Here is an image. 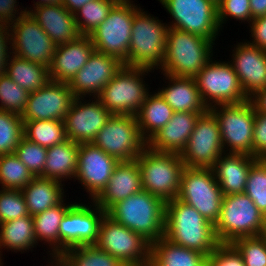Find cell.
<instances>
[{
	"label": "cell",
	"mask_w": 266,
	"mask_h": 266,
	"mask_svg": "<svg viewBox=\"0 0 266 266\" xmlns=\"http://www.w3.org/2000/svg\"><path fill=\"white\" fill-rule=\"evenodd\" d=\"M91 0H62L61 4L69 11L76 12L79 8L87 4Z\"/></svg>",
	"instance_id": "obj_54"
},
{
	"label": "cell",
	"mask_w": 266,
	"mask_h": 266,
	"mask_svg": "<svg viewBox=\"0 0 266 266\" xmlns=\"http://www.w3.org/2000/svg\"><path fill=\"white\" fill-rule=\"evenodd\" d=\"M250 8L253 19L266 16V0H250Z\"/></svg>",
	"instance_id": "obj_53"
},
{
	"label": "cell",
	"mask_w": 266,
	"mask_h": 266,
	"mask_svg": "<svg viewBox=\"0 0 266 266\" xmlns=\"http://www.w3.org/2000/svg\"><path fill=\"white\" fill-rule=\"evenodd\" d=\"M211 40L170 27L161 73L194 78L212 59Z\"/></svg>",
	"instance_id": "obj_3"
},
{
	"label": "cell",
	"mask_w": 266,
	"mask_h": 266,
	"mask_svg": "<svg viewBox=\"0 0 266 266\" xmlns=\"http://www.w3.org/2000/svg\"><path fill=\"white\" fill-rule=\"evenodd\" d=\"M9 31L8 25L0 23V76L5 73L8 59L12 54L8 51L11 50V34ZM8 44L10 46H7Z\"/></svg>",
	"instance_id": "obj_51"
},
{
	"label": "cell",
	"mask_w": 266,
	"mask_h": 266,
	"mask_svg": "<svg viewBox=\"0 0 266 266\" xmlns=\"http://www.w3.org/2000/svg\"><path fill=\"white\" fill-rule=\"evenodd\" d=\"M24 137L21 115L0 110V155L14 153Z\"/></svg>",
	"instance_id": "obj_39"
},
{
	"label": "cell",
	"mask_w": 266,
	"mask_h": 266,
	"mask_svg": "<svg viewBox=\"0 0 266 266\" xmlns=\"http://www.w3.org/2000/svg\"><path fill=\"white\" fill-rule=\"evenodd\" d=\"M56 266H76L64 253H56Z\"/></svg>",
	"instance_id": "obj_55"
},
{
	"label": "cell",
	"mask_w": 266,
	"mask_h": 266,
	"mask_svg": "<svg viewBox=\"0 0 266 266\" xmlns=\"http://www.w3.org/2000/svg\"><path fill=\"white\" fill-rule=\"evenodd\" d=\"M8 27L12 53L21 59L49 68L56 45L31 15L26 13Z\"/></svg>",
	"instance_id": "obj_16"
},
{
	"label": "cell",
	"mask_w": 266,
	"mask_h": 266,
	"mask_svg": "<svg viewBox=\"0 0 266 266\" xmlns=\"http://www.w3.org/2000/svg\"><path fill=\"white\" fill-rule=\"evenodd\" d=\"M123 266H151L150 263L148 264H140V265H123Z\"/></svg>",
	"instance_id": "obj_58"
},
{
	"label": "cell",
	"mask_w": 266,
	"mask_h": 266,
	"mask_svg": "<svg viewBox=\"0 0 266 266\" xmlns=\"http://www.w3.org/2000/svg\"><path fill=\"white\" fill-rule=\"evenodd\" d=\"M200 114L202 113L174 112L170 121L147 141V146L157 152L180 155Z\"/></svg>",
	"instance_id": "obj_26"
},
{
	"label": "cell",
	"mask_w": 266,
	"mask_h": 266,
	"mask_svg": "<svg viewBox=\"0 0 266 266\" xmlns=\"http://www.w3.org/2000/svg\"><path fill=\"white\" fill-rule=\"evenodd\" d=\"M167 87L158 89L174 112L204 113L208 110L198 90L195 78L163 74Z\"/></svg>",
	"instance_id": "obj_28"
},
{
	"label": "cell",
	"mask_w": 266,
	"mask_h": 266,
	"mask_svg": "<svg viewBox=\"0 0 266 266\" xmlns=\"http://www.w3.org/2000/svg\"><path fill=\"white\" fill-rule=\"evenodd\" d=\"M212 1L215 2L216 4L220 2V0H212Z\"/></svg>",
	"instance_id": "obj_59"
},
{
	"label": "cell",
	"mask_w": 266,
	"mask_h": 266,
	"mask_svg": "<svg viewBox=\"0 0 266 266\" xmlns=\"http://www.w3.org/2000/svg\"><path fill=\"white\" fill-rule=\"evenodd\" d=\"M27 13L41 26L55 45L72 42L81 36L74 13L62 4L42 5L27 10Z\"/></svg>",
	"instance_id": "obj_25"
},
{
	"label": "cell",
	"mask_w": 266,
	"mask_h": 266,
	"mask_svg": "<svg viewBox=\"0 0 266 266\" xmlns=\"http://www.w3.org/2000/svg\"><path fill=\"white\" fill-rule=\"evenodd\" d=\"M94 245L125 265L150 263L151 244L107 214L102 218L98 239Z\"/></svg>",
	"instance_id": "obj_12"
},
{
	"label": "cell",
	"mask_w": 266,
	"mask_h": 266,
	"mask_svg": "<svg viewBox=\"0 0 266 266\" xmlns=\"http://www.w3.org/2000/svg\"><path fill=\"white\" fill-rule=\"evenodd\" d=\"M218 22L220 29L226 23L228 17H233L237 21H247L249 24L253 20L251 17L250 0H220L217 4Z\"/></svg>",
	"instance_id": "obj_46"
},
{
	"label": "cell",
	"mask_w": 266,
	"mask_h": 266,
	"mask_svg": "<svg viewBox=\"0 0 266 266\" xmlns=\"http://www.w3.org/2000/svg\"><path fill=\"white\" fill-rule=\"evenodd\" d=\"M136 160L144 191L165 202L177 198L185 167L179 154L157 152L146 146Z\"/></svg>",
	"instance_id": "obj_5"
},
{
	"label": "cell",
	"mask_w": 266,
	"mask_h": 266,
	"mask_svg": "<svg viewBox=\"0 0 266 266\" xmlns=\"http://www.w3.org/2000/svg\"><path fill=\"white\" fill-rule=\"evenodd\" d=\"M92 144L119 161L137 159L147 146L133 115H112Z\"/></svg>",
	"instance_id": "obj_14"
},
{
	"label": "cell",
	"mask_w": 266,
	"mask_h": 266,
	"mask_svg": "<svg viewBox=\"0 0 266 266\" xmlns=\"http://www.w3.org/2000/svg\"><path fill=\"white\" fill-rule=\"evenodd\" d=\"M50 255H52V256H50L52 259H51V264H50V266H56V253H51L50 252ZM46 266H49V265H46Z\"/></svg>",
	"instance_id": "obj_57"
},
{
	"label": "cell",
	"mask_w": 266,
	"mask_h": 266,
	"mask_svg": "<svg viewBox=\"0 0 266 266\" xmlns=\"http://www.w3.org/2000/svg\"><path fill=\"white\" fill-rule=\"evenodd\" d=\"M223 196L211 168L184 167L177 199L194 207L213 225L218 221Z\"/></svg>",
	"instance_id": "obj_10"
},
{
	"label": "cell",
	"mask_w": 266,
	"mask_h": 266,
	"mask_svg": "<svg viewBox=\"0 0 266 266\" xmlns=\"http://www.w3.org/2000/svg\"><path fill=\"white\" fill-rule=\"evenodd\" d=\"M74 98L68 83L50 80L45 86L29 93L27 105L21 117L23 121H63Z\"/></svg>",
	"instance_id": "obj_20"
},
{
	"label": "cell",
	"mask_w": 266,
	"mask_h": 266,
	"mask_svg": "<svg viewBox=\"0 0 266 266\" xmlns=\"http://www.w3.org/2000/svg\"><path fill=\"white\" fill-rule=\"evenodd\" d=\"M165 206L163 199L142 190L115 203L106 214L153 244L164 236Z\"/></svg>",
	"instance_id": "obj_2"
},
{
	"label": "cell",
	"mask_w": 266,
	"mask_h": 266,
	"mask_svg": "<svg viewBox=\"0 0 266 266\" xmlns=\"http://www.w3.org/2000/svg\"><path fill=\"white\" fill-rule=\"evenodd\" d=\"M164 237L207 257L220 244L214 225L194 207L177 198L166 202Z\"/></svg>",
	"instance_id": "obj_1"
},
{
	"label": "cell",
	"mask_w": 266,
	"mask_h": 266,
	"mask_svg": "<svg viewBox=\"0 0 266 266\" xmlns=\"http://www.w3.org/2000/svg\"><path fill=\"white\" fill-rule=\"evenodd\" d=\"M36 243L32 216L28 215L0 223V250L6 248L22 253L34 248ZM0 254H2L1 251Z\"/></svg>",
	"instance_id": "obj_33"
},
{
	"label": "cell",
	"mask_w": 266,
	"mask_h": 266,
	"mask_svg": "<svg viewBox=\"0 0 266 266\" xmlns=\"http://www.w3.org/2000/svg\"><path fill=\"white\" fill-rule=\"evenodd\" d=\"M207 266H245L242 255L231 243H220L207 257Z\"/></svg>",
	"instance_id": "obj_47"
},
{
	"label": "cell",
	"mask_w": 266,
	"mask_h": 266,
	"mask_svg": "<svg viewBox=\"0 0 266 266\" xmlns=\"http://www.w3.org/2000/svg\"><path fill=\"white\" fill-rule=\"evenodd\" d=\"M72 205H66L63 199L59 204L32 216L37 244L40 240L45 241L51 247L52 253H60V222Z\"/></svg>",
	"instance_id": "obj_35"
},
{
	"label": "cell",
	"mask_w": 266,
	"mask_h": 266,
	"mask_svg": "<svg viewBox=\"0 0 266 266\" xmlns=\"http://www.w3.org/2000/svg\"><path fill=\"white\" fill-rule=\"evenodd\" d=\"M95 51L90 36L81 35L72 42L56 46L49 66L51 81L70 83Z\"/></svg>",
	"instance_id": "obj_23"
},
{
	"label": "cell",
	"mask_w": 266,
	"mask_h": 266,
	"mask_svg": "<svg viewBox=\"0 0 266 266\" xmlns=\"http://www.w3.org/2000/svg\"><path fill=\"white\" fill-rule=\"evenodd\" d=\"M76 266H123L124 264L95 245H83L64 253Z\"/></svg>",
	"instance_id": "obj_40"
},
{
	"label": "cell",
	"mask_w": 266,
	"mask_h": 266,
	"mask_svg": "<svg viewBox=\"0 0 266 266\" xmlns=\"http://www.w3.org/2000/svg\"><path fill=\"white\" fill-rule=\"evenodd\" d=\"M0 256H1V254H0ZM2 257H0V266H3L2 264V259H1Z\"/></svg>",
	"instance_id": "obj_60"
},
{
	"label": "cell",
	"mask_w": 266,
	"mask_h": 266,
	"mask_svg": "<svg viewBox=\"0 0 266 266\" xmlns=\"http://www.w3.org/2000/svg\"><path fill=\"white\" fill-rule=\"evenodd\" d=\"M244 193L266 216V160L258 159L249 170Z\"/></svg>",
	"instance_id": "obj_42"
},
{
	"label": "cell",
	"mask_w": 266,
	"mask_h": 266,
	"mask_svg": "<svg viewBox=\"0 0 266 266\" xmlns=\"http://www.w3.org/2000/svg\"><path fill=\"white\" fill-rule=\"evenodd\" d=\"M253 156L266 160V113L256 111L253 128Z\"/></svg>",
	"instance_id": "obj_48"
},
{
	"label": "cell",
	"mask_w": 266,
	"mask_h": 266,
	"mask_svg": "<svg viewBox=\"0 0 266 266\" xmlns=\"http://www.w3.org/2000/svg\"><path fill=\"white\" fill-rule=\"evenodd\" d=\"M79 144L70 139L47 148L46 162L42 178L65 181L74 179L78 162Z\"/></svg>",
	"instance_id": "obj_29"
},
{
	"label": "cell",
	"mask_w": 266,
	"mask_h": 266,
	"mask_svg": "<svg viewBox=\"0 0 266 266\" xmlns=\"http://www.w3.org/2000/svg\"><path fill=\"white\" fill-rule=\"evenodd\" d=\"M142 190L137 160L119 161L107 186L94 202L107 212L115 203Z\"/></svg>",
	"instance_id": "obj_24"
},
{
	"label": "cell",
	"mask_w": 266,
	"mask_h": 266,
	"mask_svg": "<svg viewBox=\"0 0 266 266\" xmlns=\"http://www.w3.org/2000/svg\"><path fill=\"white\" fill-rule=\"evenodd\" d=\"M224 153L219 123L208 109L199 115L180 157L186 167L212 168Z\"/></svg>",
	"instance_id": "obj_15"
},
{
	"label": "cell",
	"mask_w": 266,
	"mask_h": 266,
	"mask_svg": "<svg viewBox=\"0 0 266 266\" xmlns=\"http://www.w3.org/2000/svg\"><path fill=\"white\" fill-rule=\"evenodd\" d=\"M235 47L230 62L243 91L250 99L266 87V51L246 41Z\"/></svg>",
	"instance_id": "obj_22"
},
{
	"label": "cell",
	"mask_w": 266,
	"mask_h": 266,
	"mask_svg": "<svg viewBox=\"0 0 266 266\" xmlns=\"http://www.w3.org/2000/svg\"><path fill=\"white\" fill-rule=\"evenodd\" d=\"M168 24L140 9L133 18L127 66L160 67L165 55Z\"/></svg>",
	"instance_id": "obj_6"
},
{
	"label": "cell",
	"mask_w": 266,
	"mask_h": 266,
	"mask_svg": "<svg viewBox=\"0 0 266 266\" xmlns=\"http://www.w3.org/2000/svg\"><path fill=\"white\" fill-rule=\"evenodd\" d=\"M174 111L159 92L147 94L135 115L142 138L147 142L172 118Z\"/></svg>",
	"instance_id": "obj_32"
},
{
	"label": "cell",
	"mask_w": 266,
	"mask_h": 266,
	"mask_svg": "<svg viewBox=\"0 0 266 266\" xmlns=\"http://www.w3.org/2000/svg\"><path fill=\"white\" fill-rule=\"evenodd\" d=\"M242 255L245 266H266V237H241L231 243Z\"/></svg>",
	"instance_id": "obj_44"
},
{
	"label": "cell",
	"mask_w": 266,
	"mask_h": 266,
	"mask_svg": "<svg viewBox=\"0 0 266 266\" xmlns=\"http://www.w3.org/2000/svg\"><path fill=\"white\" fill-rule=\"evenodd\" d=\"M219 123L223 150L226 153L253 156V128L256 109L252 101L211 107Z\"/></svg>",
	"instance_id": "obj_9"
},
{
	"label": "cell",
	"mask_w": 266,
	"mask_h": 266,
	"mask_svg": "<svg viewBox=\"0 0 266 266\" xmlns=\"http://www.w3.org/2000/svg\"><path fill=\"white\" fill-rule=\"evenodd\" d=\"M249 26L253 41L247 42L266 51V16L253 19Z\"/></svg>",
	"instance_id": "obj_49"
},
{
	"label": "cell",
	"mask_w": 266,
	"mask_h": 266,
	"mask_svg": "<svg viewBox=\"0 0 266 266\" xmlns=\"http://www.w3.org/2000/svg\"><path fill=\"white\" fill-rule=\"evenodd\" d=\"M250 100L254 104L256 111L266 113V87L259 90Z\"/></svg>",
	"instance_id": "obj_52"
},
{
	"label": "cell",
	"mask_w": 266,
	"mask_h": 266,
	"mask_svg": "<svg viewBox=\"0 0 266 266\" xmlns=\"http://www.w3.org/2000/svg\"><path fill=\"white\" fill-rule=\"evenodd\" d=\"M247 154L224 153L211 168L224 196L244 193L251 166L257 161Z\"/></svg>",
	"instance_id": "obj_27"
},
{
	"label": "cell",
	"mask_w": 266,
	"mask_h": 266,
	"mask_svg": "<svg viewBox=\"0 0 266 266\" xmlns=\"http://www.w3.org/2000/svg\"><path fill=\"white\" fill-rule=\"evenodd\" d=\"M29 92L15 83L6 73L0 76V110L21 115L27 105Z\"/></svg>",
	"instance_id": "obj_41"
},
{
	"label": "cell",
	"mask_w": 266,
	"mask_h": 266,
	"mask_svg": "<svg viewBox=\"0 0 266 266\" xmlns=\"http://www.w3.org/2000/svg\"><path fill=\"white\" fill-rule=\"evenodd\" d=\"M34 178L15 153L0 155L1 189L22 190Z\"/></svg>",
	"instance_id": "obj_38"
},
{
	"label": "cell",
	"mask_w": 266,
	"mask_h": 266,
	"mask_svg": "<svg viewBox=\"0 0 266 266\" xmlns=\"http://www.w3.org/2000/svg\"><path fill=\"white\" fill-rule=\"evenodd\" d=\"M123 65L113 56L94 51L69 83L70 90L74 97H97Z\"/></svg>",
	"instance_id": "obj_21"
},
{
	"label": "cell",
	"mask_w": 266,
	"mask_h": 266,
	"mask_svg": "<svg viewBox=\"0 0 266 266\" xmlns=\"http://www.w3.org/2000/svg\"><path fill=\"white\" fill-rule=\"evenodd\" d=\"M62 0H38L36 3L34 1V7L33 8H36V7H39V6H42V5H55V4H61Z\"/></svg>",
	"instance_id": "obj_56"
},
{
	"label": "cell",
	"mask_w": 266,
	"mask_h": 266,
	"mask_svg": "<svg viewBox=\"0 0 266 266\" xmlns=\"http://www.w3.org/2000/svg\"><path fill=\"white\" fill-rule=\"evenodd\" d=\"M133 1H119L89 36L95 51L113 56L127 65L134 15L141 9ZM132 3V4H131Z\"/></svg>",
	"instance_id": "obj_8"
},
{
	"label": "cell",
	"mask_w": 266,
	"mask_h": 266,
	"mask_svg": "<svg viewBox=\"0 0 266 266\" xmlns=\"http://www.w3.org/2000/svg\"><path fill=\"white\" fill-rule=\"evenodd\" d=\"M171 15L169 27L215 41L220 27L217 4L212 0H158Z\"/></svg>",
	"instance_id": "obj_13"
},
{
	"label": "cell",
	"mask_w": 266,
	"mask_h": 266,
	"mask_svg": "<svg viewBox=\"0 0 266 266\" xmlns=\"http://www.w3.org/2000/svg\"><path fill=\"white\" fill-rule=\"evenodd\" d=\"M18 159L30 170L34 177H41L46 162L47 148L23 137L14 151Z\"/></svg>",
	"instance_id": "obj_43"
},
{
	"label": "cell",
	"mask_w": 266,
	"mask_h": 266,
	"mask_svg": "<svg viewBox=\"0 0 266 266\" xmlns=\"http://www.w3.org/2000/svg\"><path fill=\"white\" fill-rule=\"evenodd\" d=\"M8 61L5 73L29 93L40 89L50 81L47 66L32 63L13 54Z\"/></svg>",
	"instance_id": "obj_34"
},
{
	"label": "cell",
	"mask_w": 266,
	"mask_h": 266,
	"mask_svg": "<svg viewBox=\"0 0 266 266\" xmlns=\"http://www.w3.org/2000/svg\"><path fill=\"white\" fill-rule=\"evenodd\" d=\"M92 202L93 208L75 202L65 213L59 227L60 253L97 242L99 227L106 211Z\"/></svg>",
	"instance_id": "obj_17"
},
{
	"label": "cell",
	"mask_w": 266,
	"mask_h": 266,
	"mask_svg": "<svg viewBox=\"0 0 266 266\" xmlns=\"http://www.w3.org/2000/svg\"><path fill=\"white\" fill-rule=\"evenodd\" d=\"M16 0H0V23L10 25L19 17H23L27 13V8L21 10L17 8ZM18 13H17V12ZM17 13V17H16ZM19 14V15H18Z\"/></svg>",
	"instance_id": "obj_50"
},
{
	"label": "cell",
	"mask_w": 266,
	"mask_h": 266,
	"mask_svg": "<svg viewBox=\"0 0 266 266\" xmlns=\"http://www.w3.org/2000/svg\"><path fill=\"white\" fill-rule=\"evenodd\" d=\"M24 137L42 147L49 148L67 140L64 121H24Z\"/></svg>",
	"instance_id": "obj_36"
},
{
	"label": "cell",
	"mask_w": 266,
	"mask_h": 266,
	"mask_svg": "<svg viewBox=\"0 0 266 266\" xmlns=\"http://www.w3.org/2000/svg\"><path fill=\"white\" fill-rule=\"evenodd\" d=\"M148 72L152 69L123 65L97 98L112 115L135 116L149 93L143 80Z\"/></svg>",
	"instance_id": "obj_7"
},
{
	"label": "cell",
	"mask_w": 266,
	"mask_h": 266,
	"mask_svg": "<svg viewBox=\"0 0 266 266\" xmlns=\"http://www.w3.org/2000/svg\"><path fill=\"white\" fill-rule=\"evenodd\" d=\"M83 99L85 100L84 97L74 98L63 121L67 139L77 144H90L112 114L97 97L91 103Z\"/></svg>",
	"instance_id": "obj_18"
},
{
	"label": "cell",
	"mask_w": 266,
	"mask_h": 266,
	"mask_svg": "<svg viewBox=\"0 0 266 266\" xmlns=\"http://www.w3.org/2000/svg\"><path fill=\"white\" fill-rule=\"evenodd\" d=\"M212 60L194 77L206 107L248 101L232 64Z\"/></svg>",
	"instance_id": "obj_11"
},
{
	"label": "cell",
	"mask_w": 266,
	"mask_h": 266,
	"mask_svg": "<svg viewBox=\"0 0 266 266\" xmlns=\"http://www.w3.org/2000/svg\"><path fill=\"white\" fill-rule=\"evenodd\" d=\"M118 2L119 0H91L74 12L81 35L89 36L94 32Z\"/></svg>",
	"instance_id": "obj_37"
},
{
	"label": "cell",
	"mask_w": 266,
	"mask_h": 266,
	"mask_svg": "<svg viewBox=\"0 0 266 266\" xmlns=\"http://www.w3.org/2000/svg\"><path fill=\"white\" fill-rule=\"evenodd\" d=\"M214 228L219 243H232L241 237L264 235L266 216L245 193L226 195Z\"/></svg>",
	"instance_id": "obj_4"
},
{
	"label": "cell",
	"mask_w": 266,
	"mask_h": 266,
	"mask_svg": "<svg viewBox=\"0 0 266 266\" xmlns=\"http://www.w3.org/2000/svg\"><path fill=\"white\" fill-rule=\"evenodd\" d=\"M63 184L54 179L35 177L21 191L28 213L34 216L59 204L64 199Z\"/></svg>",
	"instance_id": "obj_31"
},
{
	"label": "cell",
	"mask_w": 266,
	"mask_h": 266,
	"mask_svg": "<svg viewBox=\"0 0 266 266\" xmlns=\"http://www.w3.org/2000/svg\"><path fill=\"white\" fill-rule=\"evenodd\" d=\"M119 160L90 144H79L75 179L94 201L105 189Z\"/></svg>",
	"instance_id": "obj_19"
},
{
	"label": "cell",
	"mask_w": 266,
	"mask_h": 266,
	"mask_svg": "<svg viewBox=\"0 0 266 266\" xmlns=\"http://www.w3.org/2000/svg\"><path fill=\"white\" fill-rule=\"evenodd\" d=\"M28 215L26 201L21 190H0V223Z\"/></svg>",
	"instance_id": "obj_45"
},
{
	"label": "cell",
	"mask_w": 266,
	"mask_h": 266,
	"mask_svg": "<svg viewBox=\"0 0 266 266\" xmlns=\"http://www.w3.org/2000/svg\"><path fill=\"white\" fill-rule=\"evenodd\" d=\"M151 266H207V256L176 245L164 236L151 244Z\"/></svg>",
	"instance_id": "obj_30"
}]
</instances>
